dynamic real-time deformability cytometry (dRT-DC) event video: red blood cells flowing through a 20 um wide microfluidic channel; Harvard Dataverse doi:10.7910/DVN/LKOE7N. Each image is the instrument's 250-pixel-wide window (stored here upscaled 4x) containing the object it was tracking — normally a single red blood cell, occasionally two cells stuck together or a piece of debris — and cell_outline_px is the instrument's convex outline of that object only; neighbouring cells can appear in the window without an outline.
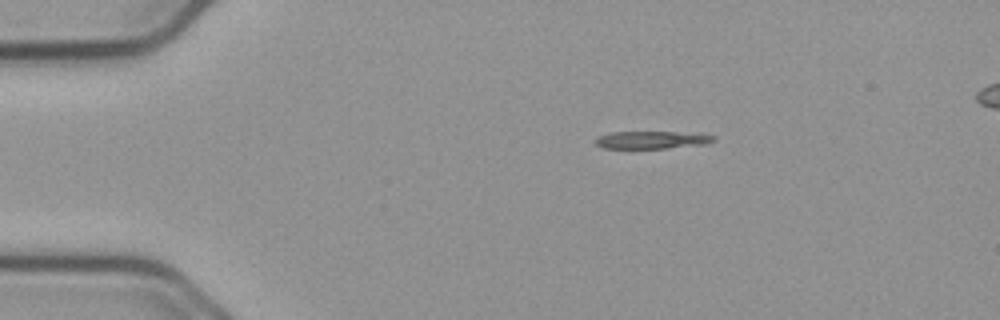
{"species": "common noctule bat (a hibernating species)", "species_latin": "Nyctalus noctula", "temperature_condition": "cold", "stored_images_in_passage": 32, "camera_frame_rate_fps": 3000, "um_per_image_px": 0.085, "animal": {"sex": "male", "body_mass_g": 23.1, "forearm_length_mm": 52.7}, "frame": {"image": 1, "passage_image": 1, "time_ms": 0.0, "image_size_px": [1000, 320], "cell_outline_px": [[716, 140], [704, 144], [664, 148], [604, 148], [596, 144], [592, 140], [600, 136], [612, 132], [700, 132], [716, 136]], "centroid_in_image_um": [55.46, 11.87], "position_along_channel_um": 29.5, "area_um2": 12.2}}
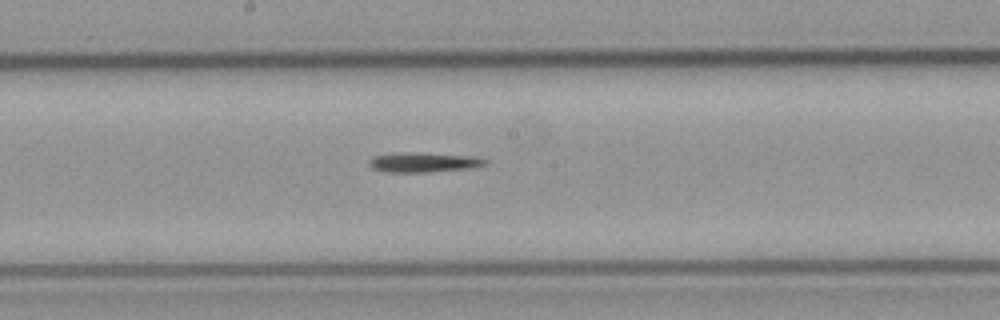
{"frame": {"image": 2, "passage_image": 20, "time_ms": 6.333, "image_size_px": [1000, 320], "cell_outline_px": [[488, 164], [476, 168], [428, 172], [384, 172], [372, 168], [368, 164], [368, 160], [372, 156], [400, 152], [476, 156], [488, 160]], "centroid_in_image_um": [36.03, 13.8], "position_along_channel_um": 212.2, "area_um2": 13.58}}
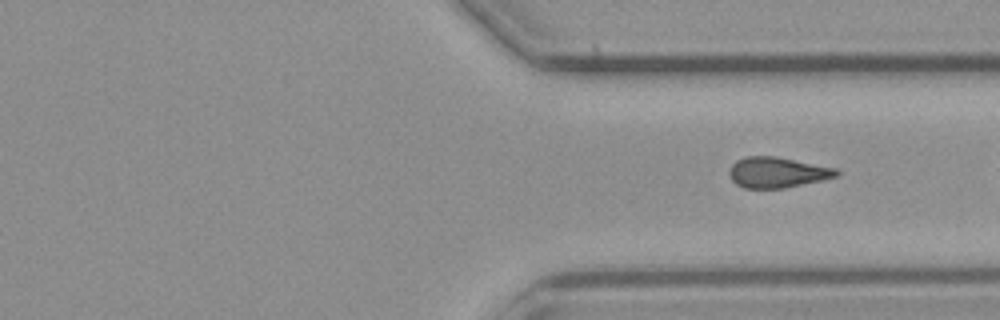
{"frame": {"image": 3, "passage_image": 32, "time_ms": 10.333, "image_size_px": [1000, 320], "cell_outline_px": [[840, 172], [836, 176], [820, 180], [784, 188], [744, 188], [736, 184], [732, 180], [728, 172], [732, 164], [736, 160], [744, 156], [776, 156], [836, 168]], "centroid_in_image_um": [66.02, 14.64], "position_along_channel_um": 345.4, "area_um2": 19.02}}